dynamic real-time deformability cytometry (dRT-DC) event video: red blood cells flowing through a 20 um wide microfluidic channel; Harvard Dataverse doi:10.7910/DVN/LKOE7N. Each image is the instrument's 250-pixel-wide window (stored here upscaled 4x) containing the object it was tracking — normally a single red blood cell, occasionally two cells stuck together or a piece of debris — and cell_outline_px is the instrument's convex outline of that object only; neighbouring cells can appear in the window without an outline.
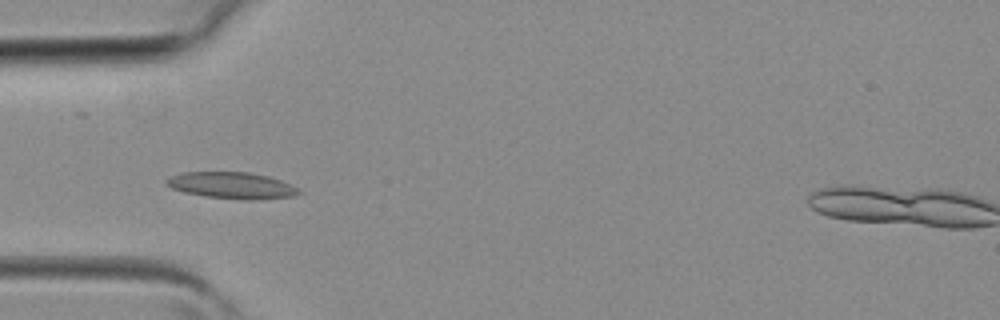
{"species": "common noctule bat (a hibernating species)", "species_latin": "Nyctalus noctula", "temperature_condition": "room temperature", "stored_images_in_passage": 27, "camera_frame_rate_fps": 3000, "um_per_image_px": 0.085, "animal": {"sex": "female", "body_mass_g": 19.3, "forearm_length_mm": 54.1}, "frame": {"image": 1, "passage_image": 3, "time_ms": 0.667, "image_size_px": [1000, 320], "cell_outline_px": [[304, 192], [292, 196], [252, 200], [248, 200], [204, 196], [184, 192], [172, 188], [164, 184], [164, 180], [180, 172], [248, 172], [268, 176], [280, 180]], "centroid_in_image_um": [19.66, 15.75], "position_along_channel_um": 65.3, "area_um2": 20.35}}
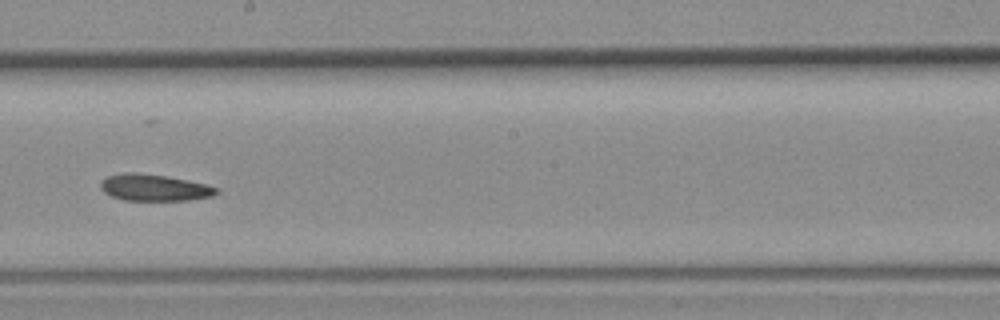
{"frame": {"image": 2, "passage_image": 13, "time_ms": 4.0, "image_size_px": [1000, 320], "cell_outline_px": [[220, 192], [212, 196], [188, 200], [124, 200], [112, 196], [104, 192], [100, 188], [100, 180], [104, 176], [124, 172], [136, 172], [168, 176], [208, 184], [220, 188]], "centroid_in_image_um": [13.11, 15.93], "position_along_channel_um": 235.1, "area_um2": 18.32}}
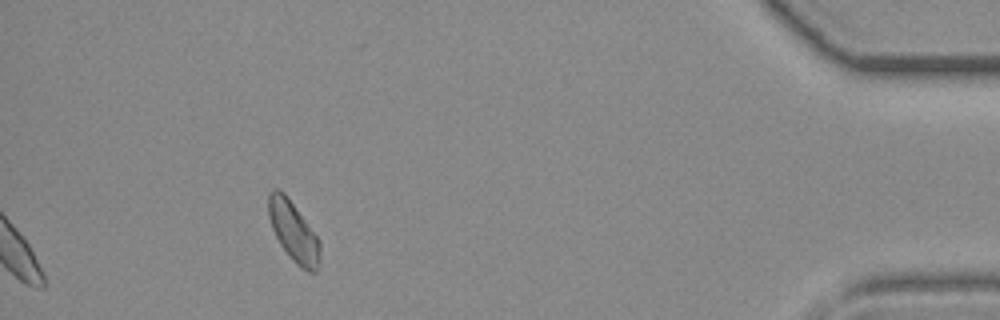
{"frame": {"image": 3, "passage_image": 27, "time_ms": 8.667, "image_size_px": [1000, 320], "cell_outline_px": [[320, 264], [316, 272], [308, 272], [300, 268], [292, 260], [280, 244], [272, 228], [268, 216], [268, 192], [272, 188], [280, 188], [284, 192], [320, 240]], "centroid_in_image_um": [24.94, 19.68], "position_along_channel_um": 410.3, "area_um2": 18.21}}